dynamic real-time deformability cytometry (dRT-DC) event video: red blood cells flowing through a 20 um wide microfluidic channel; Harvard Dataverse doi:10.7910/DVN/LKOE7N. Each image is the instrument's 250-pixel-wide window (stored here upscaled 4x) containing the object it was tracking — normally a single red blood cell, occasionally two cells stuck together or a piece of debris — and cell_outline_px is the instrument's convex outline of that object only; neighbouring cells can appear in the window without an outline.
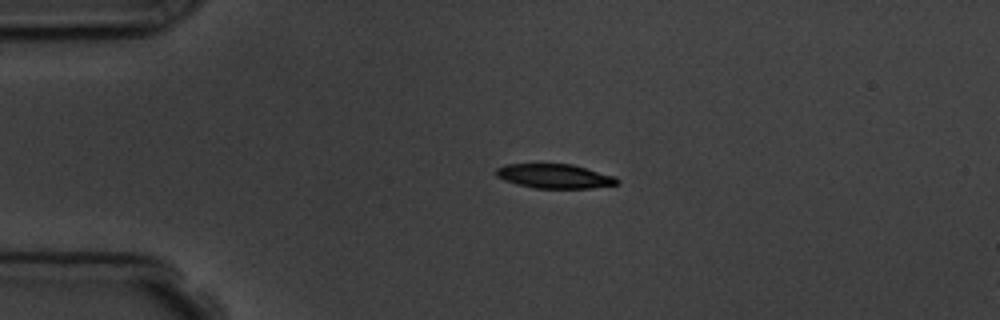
{"species": "common noctule bat (a hibernating species)", "species_latin": "Nyctalus noctula", "temperature_condition": "room temperature", "stored_images_in_passage": 5, "camera_frame_rate_fps": 3000, "um_per_image_px": 0.085, "animal": {"sex": "male", "body_mass_g": 19.5, "forearm_length_mm": 54.6}, "frame": {"image": 1, "passage_image": 3, "time_ms": 2.667, "image_size_px": [1000, 320], "cell_outline_px": [[620, 184], [592, 188], [536, 188], [516, 184], [504, 180], [496, 176], [496, 168], [504, 164], [572, 164], [616, 176], [620, 180]], "centroid_in_image_um": [47.17, 14.97], "position_along_channel_um": 37.8, "area_um2": 17.28}}